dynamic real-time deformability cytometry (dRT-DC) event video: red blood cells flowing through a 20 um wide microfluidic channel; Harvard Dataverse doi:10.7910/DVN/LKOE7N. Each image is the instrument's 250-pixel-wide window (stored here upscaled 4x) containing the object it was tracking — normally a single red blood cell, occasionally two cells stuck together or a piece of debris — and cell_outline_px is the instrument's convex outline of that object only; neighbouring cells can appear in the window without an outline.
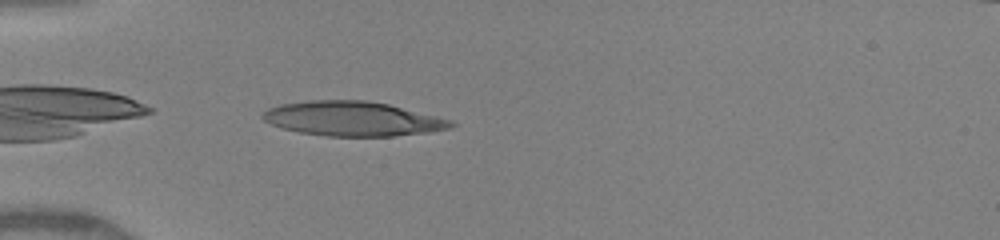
{"species": "human", "species_latin": "Homo sapiens", "temperature_condition": "warm", "stored_images_in_passage": 6, "camera_frame_rate_fps": 3000, "um_per_image_px": 0.085, "donor": {"sex": "female"}, "frame": {"image": 1, "passage_image": 2, "time_ms": 0.333, "image_size_px": [1000, 240], "cell_outline_px": [[456, 124], [448, 128], [428, 132], [392, 136], [328, 136], [300, 132], [284, 128], [272, 124], [264, 120], [260, 116], [268, 108], [280, 104], [308, 100], [364, 100], [388, 104], [452, 120]], "centroid_in_image_um": [29.95, 10.08], "position_along_channel_um": 55.0, "area_um2": 37.57}}
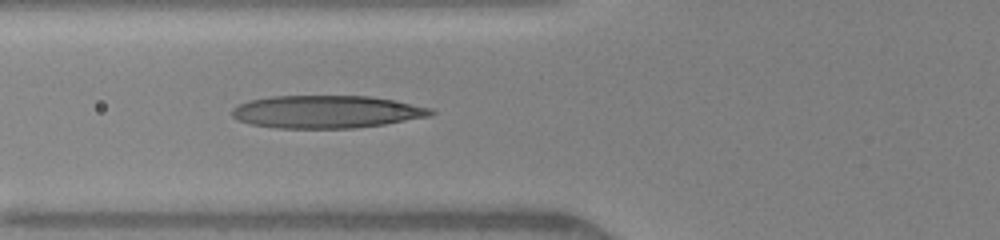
{"frame": {"image": 2, "passage_image": 6, "time_ms": 1.667, "image_size_px": [1000, 240], "cell_outline_px": [[436, 112], [432, 116], [384, 124], [356, 128], [276, 128], [252, 124], [236, 120], [232, 116], [232, 108], [248, 100], [272, 96], [368, 96], [396, 100], [432, 108]], "centroid_in_image_um": [27.78, 9.5], "position_along_channel_um": 98.0, "area_um2": 38.09}}